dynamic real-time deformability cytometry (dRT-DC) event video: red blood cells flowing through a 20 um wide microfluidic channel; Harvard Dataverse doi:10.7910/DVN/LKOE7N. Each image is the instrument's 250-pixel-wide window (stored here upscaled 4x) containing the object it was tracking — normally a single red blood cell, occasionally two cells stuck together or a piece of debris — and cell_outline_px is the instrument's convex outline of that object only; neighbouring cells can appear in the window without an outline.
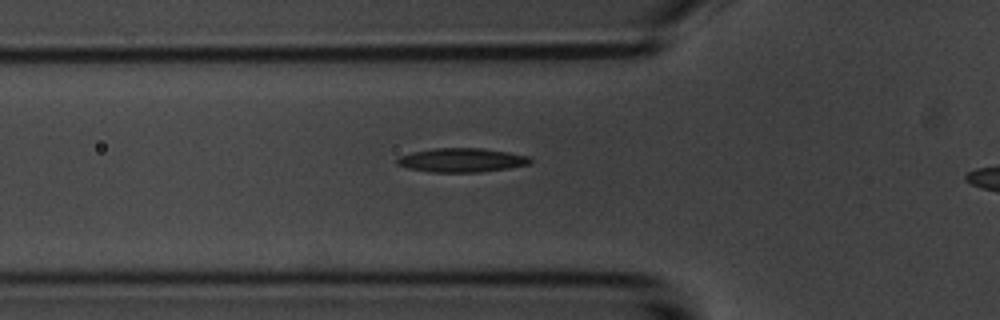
{"species": "common noctule bat (a hibernating species)", "species_latin": "Nyctalus noctula", "temperature_condition": "room temperature", "stored_images_in_passage": 6, "camera_frame_rate_fps": 3000, "um_per_image_px": 0.085, "animal": {"sex": "male", "body_mass_g": 20.1, "forearm_length_mm": 53.5}, "frame": {"image": 1, "passage_image": 6, "time_ms": 6.0, "image_size_px": [1000, 320], "cell_outline_px": [[532, 164], [508, 168], [480, 172], [428, 172], [408, 168], [396, 164], [396, 160], [400, 156], [412, 152], [436, 148], [480, 148], [508, 152], [528, 156], [532, 160]], "centroid_in_image_um": [39.24, 13.61], "position_along_channel_um": 86.6, "area_um2": 18.61}}